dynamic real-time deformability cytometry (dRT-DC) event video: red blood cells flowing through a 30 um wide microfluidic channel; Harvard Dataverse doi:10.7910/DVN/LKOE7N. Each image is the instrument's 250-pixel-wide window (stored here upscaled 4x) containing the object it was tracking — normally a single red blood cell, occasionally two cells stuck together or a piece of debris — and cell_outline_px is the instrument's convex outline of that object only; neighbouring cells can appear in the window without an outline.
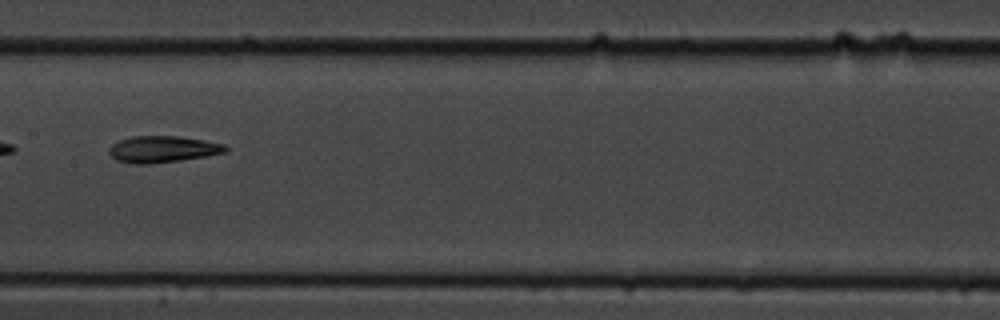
{"species": "common noctule bat (a hibernating species)", "species_latin": "Nyctalus noctula", "temperature_condition": "cold", "stored_images_in_passage": 36, "camera_frame_rate_fps": 3000, "um_per_image_px": 0.085, "animal": {"sex": "male", "body_mass_g": 19.5, "forearm_length_mm": 54.6}, "frame": {"image": 1, "passage_image": 11, "time_ms": 3.333, "image_size_px": [1000, 320], "cell_outline_px": [[228, 152], [180, 160], [148, 164], [132, 164], [116, 160], [108, 152], [108, 148], [112, 144], [120, 140], [132, 136], [176, 136], [204, 140], [224, 144], [228, 148]], "centroid_in_image_um": [13.81, 12.68], "position_along_channel_um": 193.6, "area_um2": 17.98}}
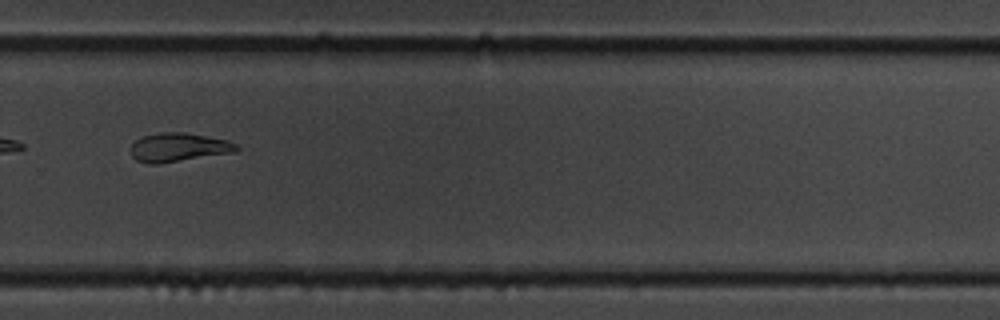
{"frame": {"image": 2, "passage_image": 21, "time_ms": 6.667, "image_size_px": [1000, 320], "cell_outline_px": [[240, 148], [236, 152], [156, 164], [148, 164], [136, 160], [132, 156], [132, 144], [136, 140], [144, 136], [160, 132], [184, 132], [228, 140], [236, 144]], "centroid_in_image_um": [15.19, 12.52], "position_along_channel_um": 314.6, "area_um2": 17.63}, "authors_computed_cell_mechanics": {"area_um2": 17.7446, "velocity_mm_per_s": 3.6519, "shape_relaxation_time_tau1_ms": 5.1505, "shape_relaxation_time_tau2_ms": 2.7068, "deformation_change_tau1": 0.1976, "deformation_change_tau2": 0.1116}}